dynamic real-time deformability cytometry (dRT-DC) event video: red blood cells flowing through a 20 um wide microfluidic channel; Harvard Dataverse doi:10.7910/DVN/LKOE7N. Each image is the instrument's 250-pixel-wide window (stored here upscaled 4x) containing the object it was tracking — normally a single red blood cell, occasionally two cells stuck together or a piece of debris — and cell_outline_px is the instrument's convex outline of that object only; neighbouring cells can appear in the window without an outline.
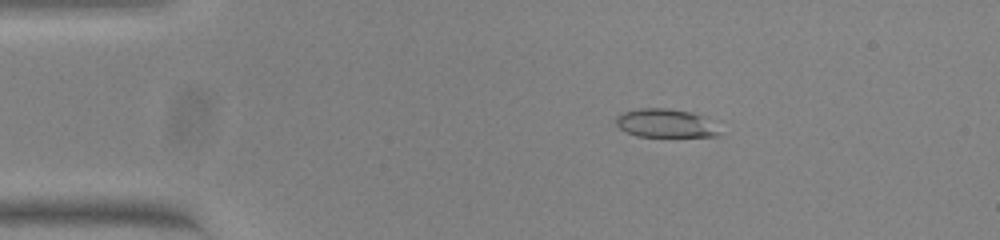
{"species": "common noctule bat (a hibernating species)", "species_latin": "Nyctalus noctula", "temperature_condition": "warm", "stored_images_in_passage": 48, "camera_frame_rate_fps": 3000, "um_per_image_px": 0.085, "animal": {"sex": "female", "body_mass_g": 23.0, "forearm_length_mm": 53.4}, "frame": {"image": 1, "passage_image": 4, "time_ms": 1.0, "image_size_px": [1000, 240], "cell_outline_px": [[720, 136], [636, 136], [620, 128], [616, 124], [616, 116], [624, 112], [640, 108], [668, 108], [692, 112], [704, 116], [720, 132]], "centroid_in_image_um": [56.55, 10.46], "position_along_channel_um": 28.4, "area_um2": 16.99}}
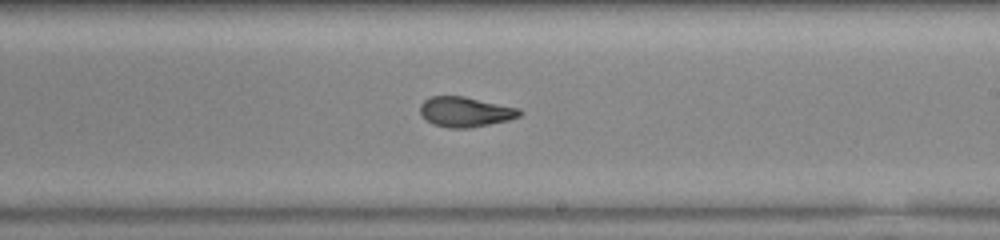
{"frame": {"image": 2, "passage_image": 26, "time_ms": 8.333, "image_size_px": [1000, 240], "cell_outline_px": [[524, 112], [520, 116], [508, 120], [468, 128], [448, 128], [432, 124], [420, 112], [420, 104], [424, 100], [432, 96], [464, 96], [520, 108]], "centroid_in_image_um": [39.57, 9.5], "position_along_channel_um": 249.4, "area_um2": 17.4}}
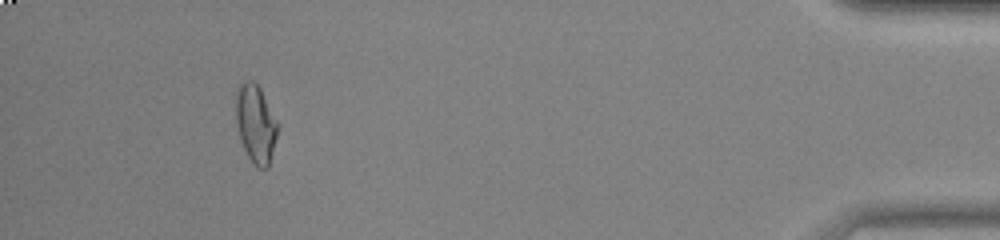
{"frame": {"image": 3, "passage_image": 44, "time_ms": 14.333, "image_size_px": [1000, 240], "cell_outline_px": [[276, 136], [268, 168], [260, 168], [252, 164], [240, 140], [236, 124], [236, 88], [244, 80], [252, 80], [260, 88], [276, 120]], "centroid_in_image_um": [21.69, 10.51], "position_along_channel_um": 413.5, "area_um2": 18.73}, "authors_computed_cell_mechanics": {"area_um2": 17.6868, "velocity_mm_per_s": 3.8325, "shape_relaxation_time_tau1_ms": null, "shape_relaxation_time_tau2_ms": 0.8849, "deformation_change_tau1": null, "deformation_change_tau2": 0.0667}}